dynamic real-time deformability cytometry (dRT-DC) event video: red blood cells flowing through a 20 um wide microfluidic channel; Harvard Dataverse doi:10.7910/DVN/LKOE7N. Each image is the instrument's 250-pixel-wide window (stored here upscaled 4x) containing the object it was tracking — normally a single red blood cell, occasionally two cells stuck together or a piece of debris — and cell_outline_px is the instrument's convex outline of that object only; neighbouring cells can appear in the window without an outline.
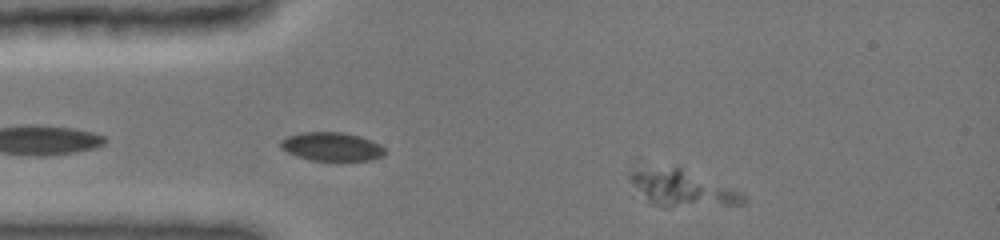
{"species": "common noctule bat (a hibernating species)", "species_latin": "Nyctalus noctula", "temperature_condition": "cold", "stored_images_in_passage": 5, "camera_frame_rate_fps": 3000, "um_per_image_px": 0.085, "animal": {"sex": "female", "body_mass_g": 19.0, "forearm_length_mm": 51.5}, "frame": {"image": 1, "passage_image": 3, "time_ms": 0.667, "image_size_px": [1000, 240], "cell_outline_px": [[748, 200], [744, 204], [668, 208], [664, 208], [648, 204], [628, 176], [632, 172], [676, 164], [740, 192]], "centroid_in_image_um": [58.02, 16.03], "position_along_channel_um": 27.0, "area_um2": 24.16}}